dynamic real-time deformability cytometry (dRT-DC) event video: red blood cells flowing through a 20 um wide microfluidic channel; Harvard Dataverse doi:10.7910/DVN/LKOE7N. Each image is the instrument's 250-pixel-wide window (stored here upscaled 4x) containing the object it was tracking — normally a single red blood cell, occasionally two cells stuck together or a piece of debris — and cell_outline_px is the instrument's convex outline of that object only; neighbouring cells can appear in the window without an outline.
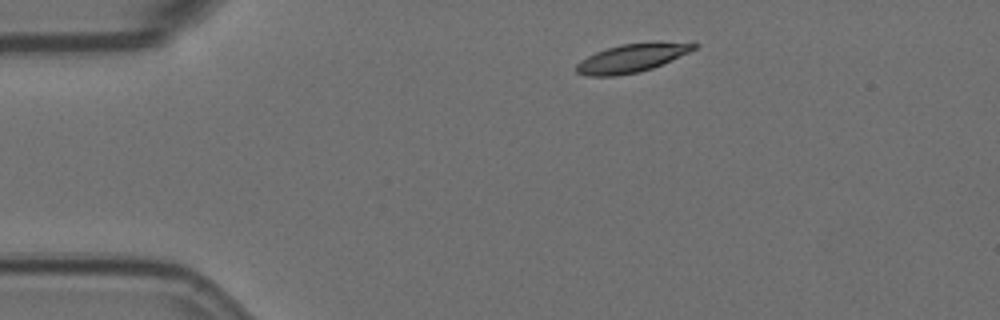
{"species": "Egyptian fruit bat (a non-hibernating species)", "species_latin": "Rousettus aegyptiacus", "temperature_condition": "room temperature", "stored_images_in_passage": 2, "camera_frame_rate_fps": 3000, "um_per_image_px": 0.085, "animal": {"sex": "female"}, "frame": {"image": 1, "passage_image": 1, "time_ms": 0.0, "image_size_px": [1000, 320], "cell_outline_px": [[700, 44], [696, 48], [688, 52], [652, 68], [640, 72], [616, 76], [588, 76], [576, 72], [576, 64], [580, 60], [596, 52], [620, 44], [652, 40]], "centroid_in_image_um": [53.7, 4.91], "position_along_channel_um": 31.3, "area_um2": 19.65}}